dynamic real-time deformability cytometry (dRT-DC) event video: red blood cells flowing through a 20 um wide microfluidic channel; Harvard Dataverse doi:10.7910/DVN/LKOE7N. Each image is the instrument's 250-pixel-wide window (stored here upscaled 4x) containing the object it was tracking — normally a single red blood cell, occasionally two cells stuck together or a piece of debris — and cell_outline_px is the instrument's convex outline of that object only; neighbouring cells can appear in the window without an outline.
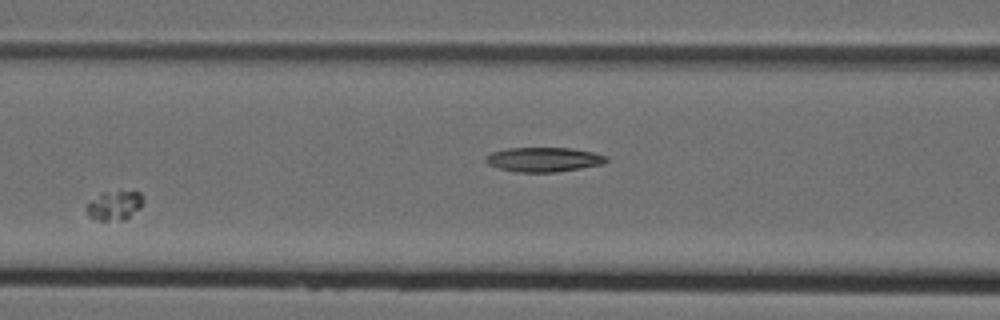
{"species": "Egyptian fruit bat (a non-hibernating species)", "species_latin": "Rousettus aegyptiacus", "temperature_condition": "cold", "stored_images_in_passage": 9, "camera_frame_rate_fps": 3000, "um_per_image_px": 0.085, "animal": {"sex": "female"}, "frame": {"image": 1, "passage_image": 6, "time_ms": 1.667, "image_size_px": [1000, 320], "cell_outline_px": [[144, 200], [140, 208], [124, 220], [96, 220], [88, 216], [88, 204], [100, 192], [120, 188], [140, 192]], "centroid_in_image_um": [9.77, 17.4], "position_along_channel_um": 156.8, "area_um2": 10.0}}
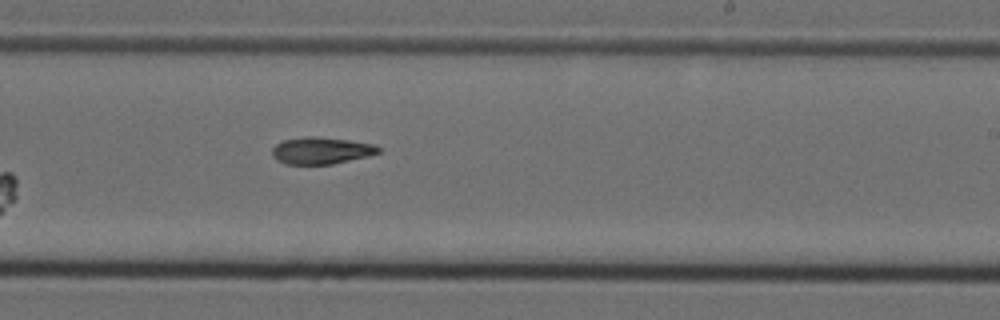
{"frame": {"image": 2, "passage_image": 9, "time_ms": 2.667, "image_size_px": [1000, 320], "cell_outline_px": [[380, 152], [368, 156], [332, 164], [284, 164], [276, 160], [272, 156], [272, 148], [276, 144], [284, 140], [304, 136], [316, 136], [348, 140], [376, 144], [380, 148]], "centroid_in_image_um": [27.29, 12.79], "position_along_channel_um": 261.7, "area_um2": 16.76}}